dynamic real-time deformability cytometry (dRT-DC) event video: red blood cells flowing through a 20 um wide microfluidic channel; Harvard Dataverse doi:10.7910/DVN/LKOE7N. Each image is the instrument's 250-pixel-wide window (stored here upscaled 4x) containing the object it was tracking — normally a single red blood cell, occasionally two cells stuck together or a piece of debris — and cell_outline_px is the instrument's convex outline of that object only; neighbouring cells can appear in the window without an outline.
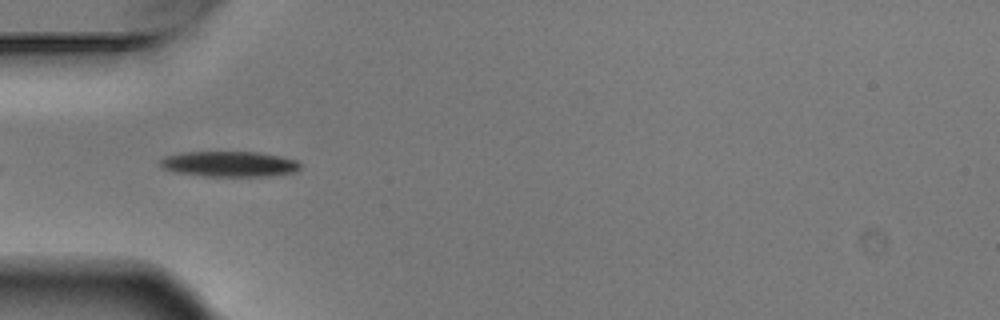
{"species": "Egyptian fruit bat (a non-hibernating species)", "species_latin": "Rousettus aegyptiacus", "temperature_condition": "warm", "stored_images_in_passage": 9, "camera_frame_rate_fps": 3000, "um_per_image_px": 0.085, "animal": {"sex": "male"}, "frame": {"image": 1, "passage_image": 4, "time_ms": 1.0, "image_size_px": [1000, 320], "cell_outline_px": [[300, 168], [296, 172], [268, 176], [204, 176], [176, 172], [164, 168], [160, 164], [160, 160], [164, 156], [180, 152], [256, 152], [280, 156], [296, 160], [300, 164]], "centroid_in_image_um": [19.49, 13.94], "position_along_channel_um": 65.5, "area_um2": 20.75}}
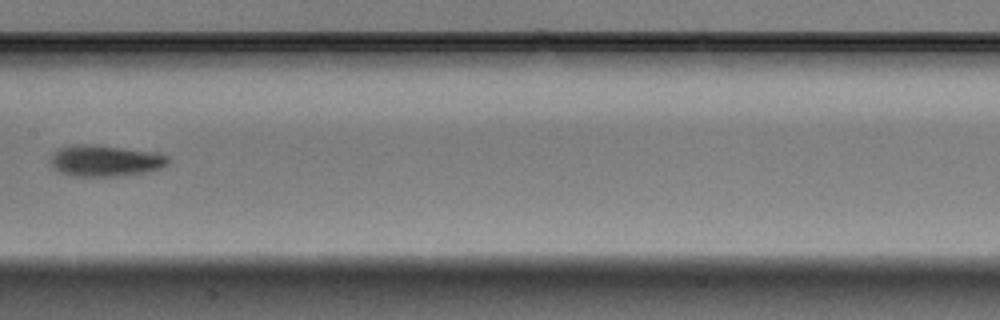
{"frame": {"image": 2, "passage_image": 7, "time_ms": 2.0, "image_size_px": [1000, 320], "cell_outline_px": [[168, 164], [160, 168], [148, 172], [116, 176], [72, 176], [60, 172], [48, 160], [52, 152], [60, 148], [84, 144], [88, 144], [120, 148], [148, 152], [168, 156]], "centroid_in_image_um": [8.9, 13.68], "position_along_channel_um": 198.5, "area_um2": 20.98}}
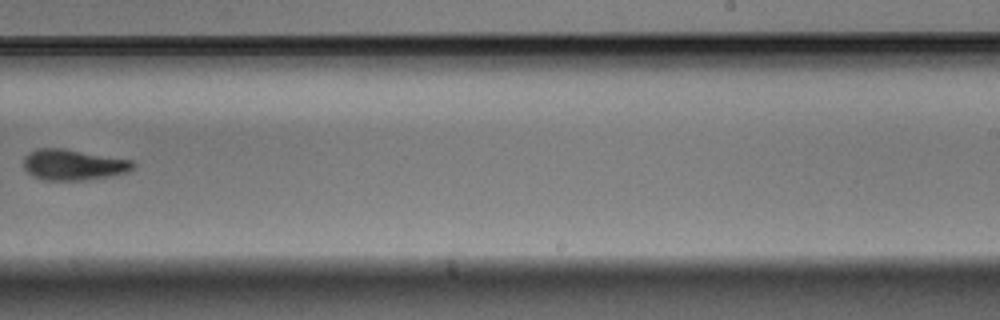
{"frame": {"image": 3, "passage_image": 9, "time_ms": 2.667, "image_size_px": [1000, 320], "cell_outline_px": [[136, 168], [128, 172], [108, 176], [84, 180], [44, 180], [32, 176], [24, 168], [24, 156], [28, 152], [36, 148], [64, 148], [132, 160], [136, 164]], "centroid_in_image_um": [6.23, 13.99], "position_along_channel_um": 282.8, "area_um2": 19.83}}